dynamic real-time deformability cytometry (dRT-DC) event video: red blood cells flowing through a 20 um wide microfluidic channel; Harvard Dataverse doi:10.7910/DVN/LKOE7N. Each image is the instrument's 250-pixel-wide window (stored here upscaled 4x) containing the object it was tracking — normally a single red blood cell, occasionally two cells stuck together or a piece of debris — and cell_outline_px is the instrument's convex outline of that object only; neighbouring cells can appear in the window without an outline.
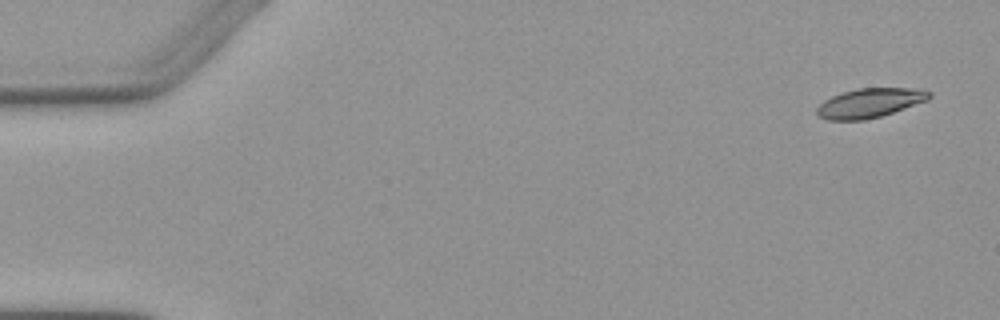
{"species": "Egyptian fruit bat (a non-hibernating species)", "species_latin": "Rousettus aegyptiacus", "temperature_condition": "warm", "stored_images_in_passage": 5, "camera_frame_rate_fps": 3000, "um_per_image_px": 0.085, "animal": {"sex": "female"}, "frame": {"image": 1, "passage_image": 1, "time_ms": 0.0, "image_size_px": [1000, 320], "cell_outline_px": [[932, 96], [928, 100], [880, 116], [864, 120], [828, 120], [820, 116], [816, 112], [816, 108], [824, 100], [840, 92], [856, 88], [924, 88], [932, 92]], "centroid_in_image_um": [73.95, 8.73], "position_along_channel_um": 11.0, "area_um2": 19.31}}
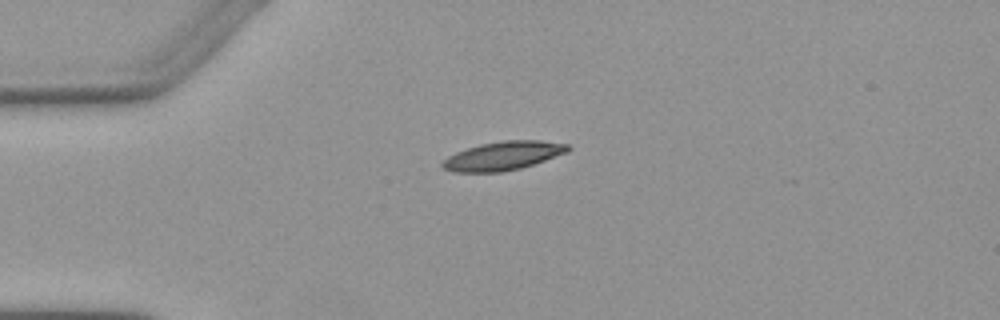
{"frame": {"image": 2, "passage_image": 4, "time_ms": 3.667, "image_size_px": [1000, 320], "cell_outline_px": [[572, 148], [568, 152], [520, 168], [500, 172], [456, 172], [444, 168], [440, 164], [448, 156], [456, 152], [480, 144], [504, 140], [540, 140], [568, 144]], "centroid_in_image_um": [42.78, 13.23], "position_along_channel_um": 42.2, "area_um2": 20.81}}